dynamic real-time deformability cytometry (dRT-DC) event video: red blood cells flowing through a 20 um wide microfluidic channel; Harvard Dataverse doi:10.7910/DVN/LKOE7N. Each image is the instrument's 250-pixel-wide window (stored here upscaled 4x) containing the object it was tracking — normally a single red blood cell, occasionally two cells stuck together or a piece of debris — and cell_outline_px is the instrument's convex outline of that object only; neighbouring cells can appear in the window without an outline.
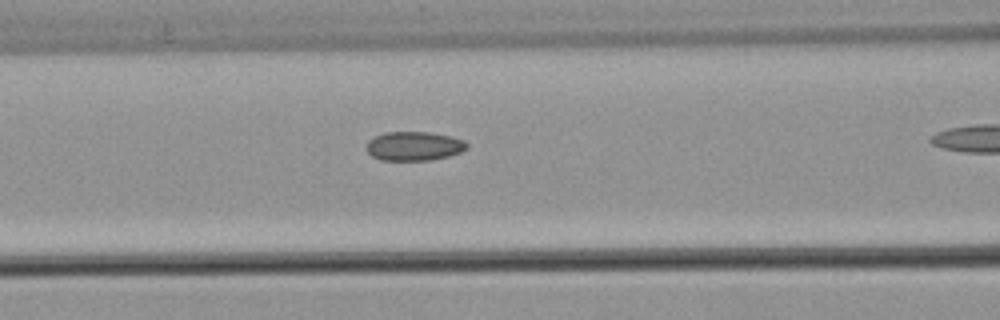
{"species": "common noctule bat (a hibernating species)", "species_latin": "Nyctalus noctula", "temperature_condition": "warm", "stored_images_in_passage": 7, "camera_frame_rate_fps": 3000, "um_per_image_px": 0.085, "animal": {"sex": "male", "body_mass_g": 21.5, "forearm_length_mm": 52.0}, "frame": {"image": 1, "passage_image": 5, "time_ms": 1.333, "image_size_px": [1000, 320], "cell_outline_px": [[468, 148], [460, 152], [448, 156], [428, 160], [380, 160], [372, 156], [364, 148], [368, 140], [372, 136], [384, 132], [428, 132], [448, 136], [464, 140], [468, 144]], "centroid_in_image_um": [35.13, 12.41], "position_along_channel_um": 131.5, "area_um2": 17.11}}